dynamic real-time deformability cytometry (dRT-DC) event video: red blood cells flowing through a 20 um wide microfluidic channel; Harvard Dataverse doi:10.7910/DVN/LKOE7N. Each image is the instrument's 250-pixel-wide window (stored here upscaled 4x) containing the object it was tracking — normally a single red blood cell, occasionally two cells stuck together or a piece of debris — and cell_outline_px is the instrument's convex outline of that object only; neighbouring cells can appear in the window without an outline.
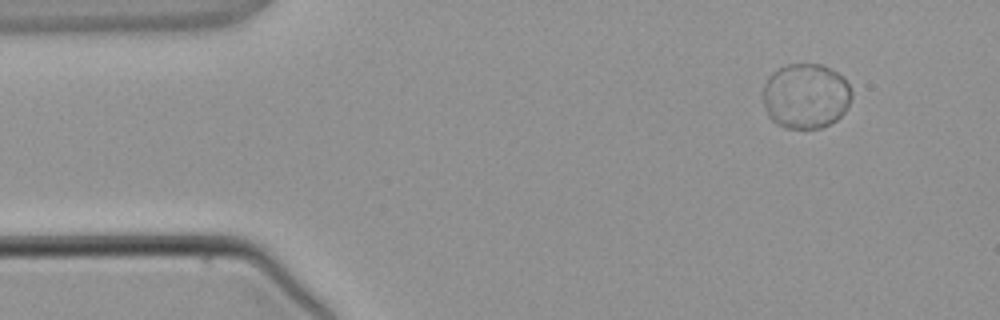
{"species": "common noctule bat (a hibernating species)", "species_latin": "Nyctalus noctula", "temperature_condition": "warm", "stored_images_in_passage": 2, "camera_frame_rate_fps": 3000, "um_per_image_px": 0.085, "animal": {"sex": "male", "body_mass_g": 21.5, "forearm_length_mm": 52.0}, "frame": {"image": 1, "passage_image": 1, "time_ms": 0.0, "image_size_px": [1000, 320], "cell_outline_px": [[852, 96], [848, 108], [836, 120], [820, 128], [784, 128], [776, 124], [768, 116], [764, 108], [764, 84], [768, 76], [780, 68], [788, 64], [820, 64], [836, 72], [848, 84], [852, 92]], "centroid_in_image_um": [68.48, 8.18], "position_along_channel_um": 16.5, "area_um2": 33.58}}
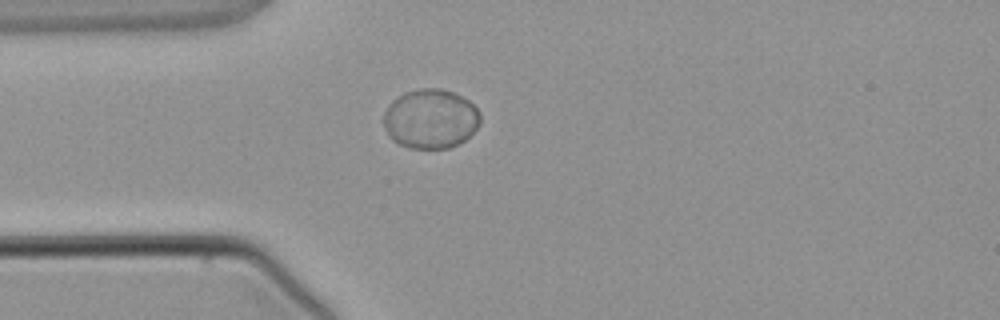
{"frame": {"image": 2, "passage_image": 2, "time_ms": 2.333, "image_size_px": [1000, 320], "cell_outline_px": [[480, 120], [476, 128], [464, 140], [448, 148], [408, 148], [392, 140], [388, 136], [384, 124], [384, 112], [392, 100], [404, 92], [420, 88], [440, 88], [452, 92], [468, 100], [480, 112]], "centroid_in_image_um": [36.57, 10.09], "position_along_channel_um": 48.4, "area_um2": 33.35}}